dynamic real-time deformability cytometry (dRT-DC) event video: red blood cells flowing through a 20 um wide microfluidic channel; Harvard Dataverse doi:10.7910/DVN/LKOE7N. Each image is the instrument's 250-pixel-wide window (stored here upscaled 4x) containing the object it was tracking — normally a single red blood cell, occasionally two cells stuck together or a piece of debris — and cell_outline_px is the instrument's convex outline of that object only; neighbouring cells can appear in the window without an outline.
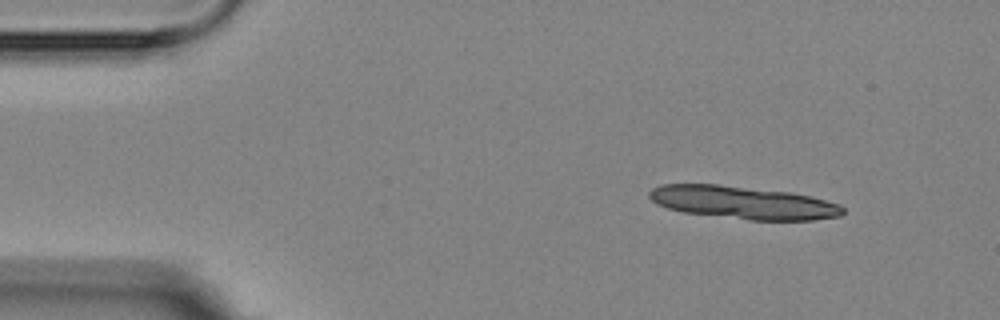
{"species": "Egyptian fruit bat (a non-hibernating species)", "species_latin": "Rousettus aegyptiacus", "temperature_condition": "room temperature", "stored_images_in_passage": 8, "camera_frame_rate_fps": 3000, "um_per_image_px": 0.085, "animal": {"sex": "female"}, "frame": {"image": 1, "passage_image": 1, "time_ms": 0.0, "image_size_px": [1000, 320], "cell_outline_px": [[844, 212], [840, 216], [812, 220], [748, 220], [684, 212], [668, 208], [656, 204], [648, 196], [648, 192], [652, 188], [660, 184], [720, 184], [788, 192], [808, 196], [840, 204], [844, 208]], "centroid_in_image_um": [63.12, 17.21], "position_along_channel_um": 21.9, "area_um2": 36.99}}
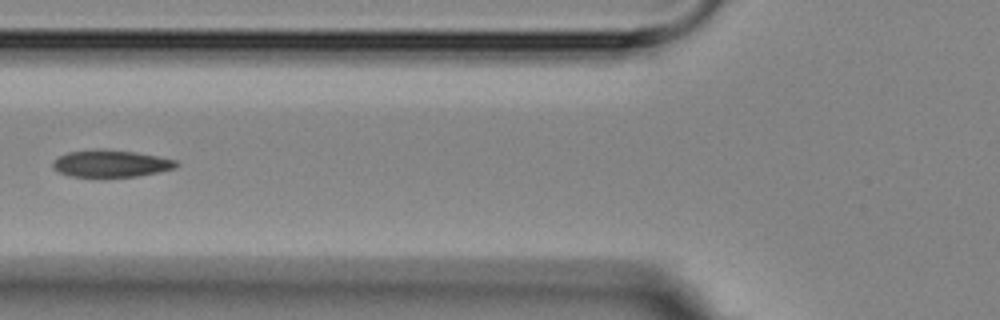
{"frame": {"image": 2, "passage_image": 5, "time_ms": 5.0, "image_size_px": [1000, 320], "cell_outline_px": [[180, 164], [176, 168], [136, 176], [68, 176], [52, 168], [52, 164], [60, 156], [68, 152], [100, 148], [104, 148], [136, 152], [176, 160]], "centroid_in_image_um": [9.43, 13.88], "position_along_channel_um": 116.4, "area_um2": 19.31}}
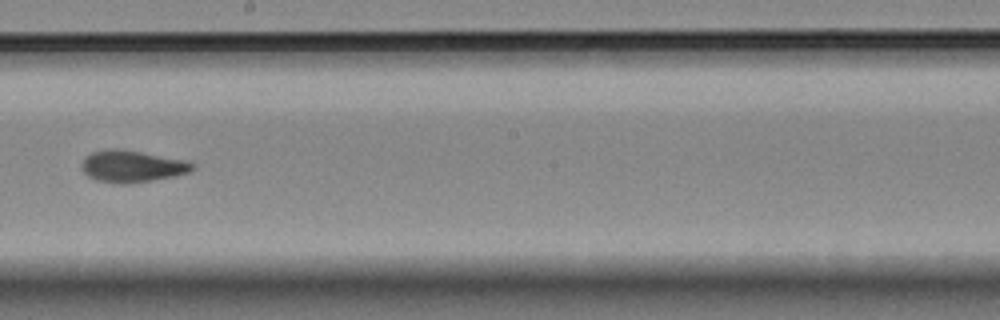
{"frame": {"image": 3, "passage_image": 8, "time_ms": 8.333, "image_size_px": [1000, 320], "cell_outline_px": [[196, 168], [188, 172], [176, 176], [128, 184], [120, 184], [96, 180], [88, 176], [80, 168], [84, 160], [92, 152], [108, 148], [120, 148], [188, 160], [196, 164]], "centroid_in_image_um": [11.27, 14.13], "position_along_channel_um": 236.9, "area_um2": 20.81}}